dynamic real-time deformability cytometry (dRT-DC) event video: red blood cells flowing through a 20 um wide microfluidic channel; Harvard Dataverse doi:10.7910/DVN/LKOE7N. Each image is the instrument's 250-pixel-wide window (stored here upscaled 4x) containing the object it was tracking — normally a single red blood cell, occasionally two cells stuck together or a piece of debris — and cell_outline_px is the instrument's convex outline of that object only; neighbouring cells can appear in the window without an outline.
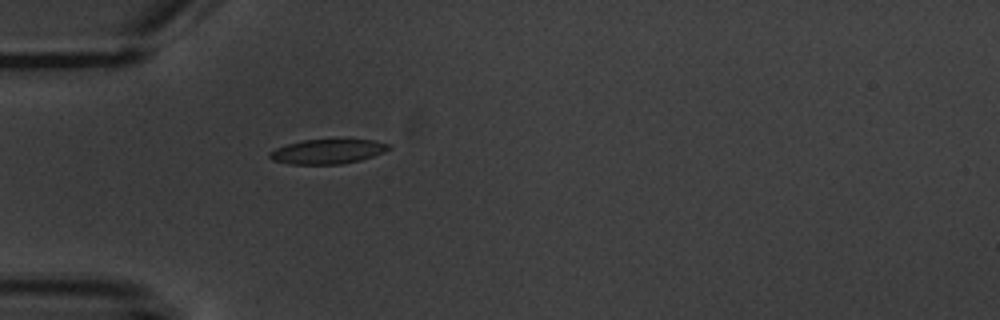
{"species": "common noctule bat (a hibernating species)", "species_latin": "Nyctalus noctula", "temperature_condition": "warm", "stored_images_in_passage": 5, "camera_frame_rate_fps": 3000, "um_per_image_px": 0.085, "animal": {"sex": "male", "body_mass_g": 20.1, "forearm_length_mm": 53.5}, "frame": {"image": 1, "passage_image": 5, "time_ms": 5.667, "image_size_px": [1000, 320], "cell_outline_px": [[392, 148], [384, 152], [360, 160], [340, 164], [288, 164], [272, 160], [268, 156], [268, 152], [276, 148], [288, 144], [304, 140], [372, 140], [392, 144]], "centroid_in_image_um": [27.85, 12.88], "position_along_channel_um": 57.2, "area_um2": 16.99}}